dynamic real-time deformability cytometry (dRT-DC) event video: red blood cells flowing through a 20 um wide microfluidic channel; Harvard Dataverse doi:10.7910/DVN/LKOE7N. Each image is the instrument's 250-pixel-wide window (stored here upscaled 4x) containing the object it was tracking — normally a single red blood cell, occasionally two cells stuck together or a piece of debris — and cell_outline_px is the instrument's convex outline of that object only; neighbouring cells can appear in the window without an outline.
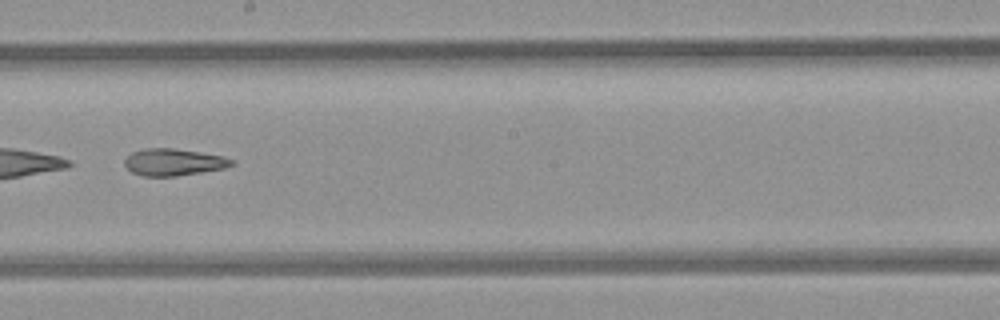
{"species": "common noctule bat (a hibernating species)", "species_latin": "Nyctalus noctula", "temperature_condition": "room temperature", "stored_images_in_passage": 36, "camera_frame_rate_fps": 3000, "um_per_image_px": 0.085, "animal": {"sex": "female", "body_mass_g": 21.9}, "frame": {"image": 1, "passage_image": 15, "time_ms": 4.667, "image_size_px": [1000, 320], "cell_outline_px": [[232, 164], [224, 168], [176, 176], [144, 176], [132, 172], [124, 164], [124, 160], [132, 152], [144, 148], [172, 148], [224, 156], [232, 160]], "centroid_in_image_um": [14.71, 13.78], "position_along_channel_um": 233.5, "area_um2": 16.53}, "authors_computed_cell_mechanics": {"area_um2": 17.5712, "velocity_mm_per_s": 3.9823, "shape_relaxation_time_tau1_ms": null, "shape_relaxation_time_tau2_ms": 6.6361, "deformation_change_tau1": null, "deformation_change_tau2": 0.1777}}